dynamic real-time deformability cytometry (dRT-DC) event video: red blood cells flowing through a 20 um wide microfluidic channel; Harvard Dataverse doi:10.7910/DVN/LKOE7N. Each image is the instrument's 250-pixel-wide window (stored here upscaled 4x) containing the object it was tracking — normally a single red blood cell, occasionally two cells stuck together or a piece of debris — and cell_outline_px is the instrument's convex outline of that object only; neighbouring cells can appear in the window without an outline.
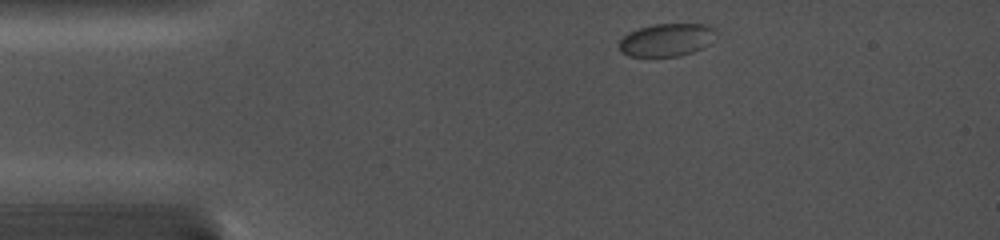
{"species": "common noctule bat (a hibernating species)", "species_latin": "Nyctalus noctula", "temperature_condition": "cold", "stored_images_in_passage": 25, "camera_frame_rate_fps": 5000, "um_per_image_px": 0.085, "animal": {"sex": "female", "body_mass_g": 19.0, "forearm_length_mm": 56.7}, "frame": {"image": 1, "passage_image": 1, "time_ms": 0.0, "image_size_px": [1000, 240], "cell_outline_px": [[716, 32], [708, 44], [704, 48], [680, 56], [628, 56], [620, 52], [620, 40], [628, 32], [652, 24], [708, 24], [716, 28]], "centroid_in_image_um": [56.67, 3.38], "position_along_channel_um": 28.3, "area_um2": 18.55}}
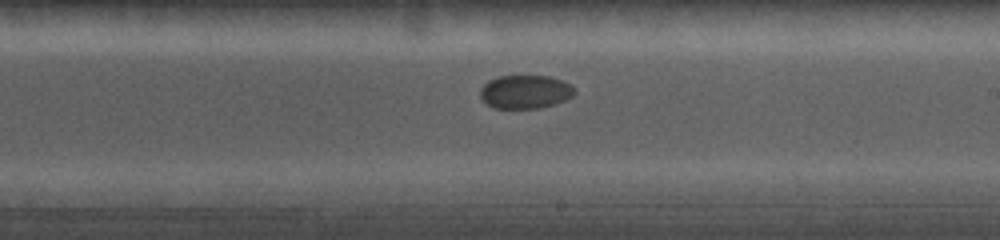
{"frame": {"image": 2, "passage_image": 11, "time_ms": 7.6, "image_size_px": [1000, 240], "cell_outline_px": [[576, 92], [572, 96], [564, 100], [540, 108], [492, 108], [480, 100], [480, 88], [488, 80], [496, 76], [548, 76], [572, 84]], "centroid_in_image_um": [44.6, 7.8], "position_along_channel_um": 244.4, "area_um2": 18.55}}
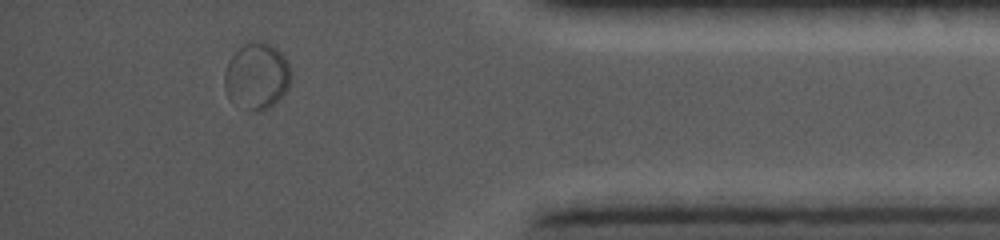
{"frame": {"image": 3, "passage_image": 22, "time_ms": 12.8, "image_size_px": [1000, 240], "cell_outline_px": [[288, 88], [268, 108], [256, 112], [248, 112], [228, 96], [224, 84], [224, 72], [228, 60], [244, 44], [252, 40], [260, 40], [276, 48], [284, 56], [288, 64]], "centroid_in_image_um": [21.78, 6.46], "position_along_channel_um": 413.4, "area_um2": 25.32}}